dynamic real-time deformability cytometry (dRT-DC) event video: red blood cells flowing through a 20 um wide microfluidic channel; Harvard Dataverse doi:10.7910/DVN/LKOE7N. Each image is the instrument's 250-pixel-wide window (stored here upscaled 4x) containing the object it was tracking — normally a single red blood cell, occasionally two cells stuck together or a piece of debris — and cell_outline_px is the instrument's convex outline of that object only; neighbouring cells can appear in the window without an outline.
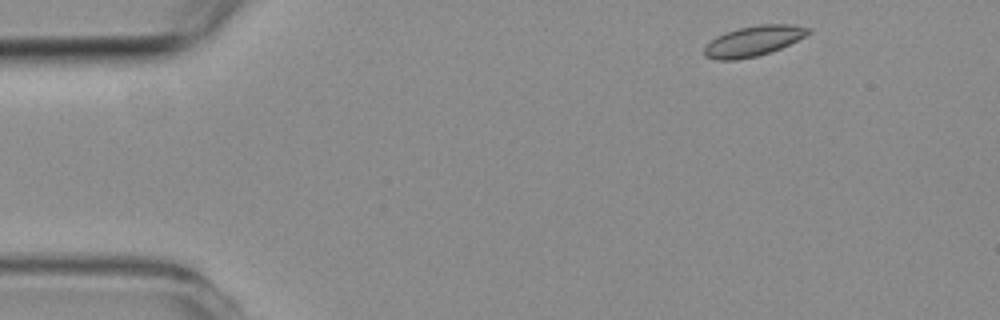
{"species": "common noctule bat (a hibernating species)", "species_latin": "Nyctalus noctula", "temperature_condition": "room temperature", "stored_images_in_passage": 3, "camera_frame_rate_fps": 3000, "um_per_image_px": 0.085, "animal": {"sex": "female", "body_mass_g": 19.3, "forearm_length_mm": 54.1}, "frame": {"image": 1, "passage_image": 1, "time_ms": 0.0, "image_size_px": [1000, 320], "cell_outline_px": [[812, 32], [780, 48], [756, 56], [736, 60], [716, 60], [704, 56], [704, 48], [716, 36], [740, 28], [760, 24], [792, 24], [812, 28]], "centroid_in_image_um": [64.05, 3.48], "position_along_channel_um": 21.0, "area_um2": 18.09}}